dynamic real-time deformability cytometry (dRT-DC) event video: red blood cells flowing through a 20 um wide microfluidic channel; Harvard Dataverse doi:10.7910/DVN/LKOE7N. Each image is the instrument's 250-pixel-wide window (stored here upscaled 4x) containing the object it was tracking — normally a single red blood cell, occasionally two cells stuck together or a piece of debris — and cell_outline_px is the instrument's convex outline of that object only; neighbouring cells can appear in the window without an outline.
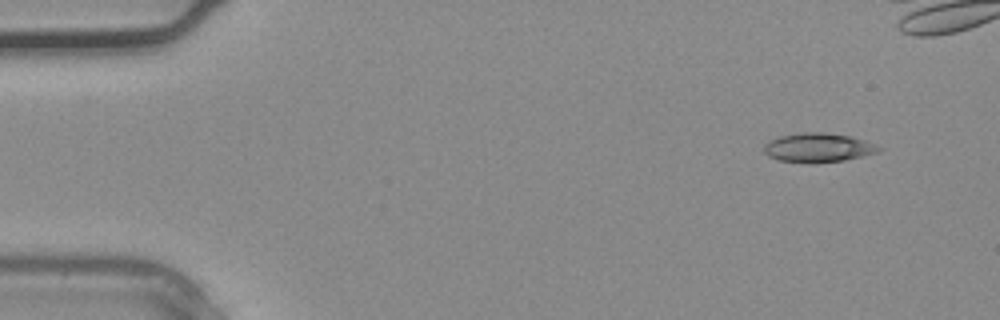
{"species": "common noctule bat (a hibernating species)", "species_latin": "Nyctalus noctula", "temperature_condition": "warm", "stored_images_in_passage": 3, "camera_frame_rate_fps": 3000, "um_per_image_px": 0.085, "animal": {"sex": "male", "body_mass_g": 20.4}, "frame": {"image": 1, "passage_image": 1, "time_ms": 0.0, "image_size_px": [1000, 320], "cell_outline_px": [[884, 148], [880, 152], [844, 160], [812, 164], [808, 164], [780, 160], [768, 156], [764, 152], [764, 144], [780, 136], [804, 132], [824, 132], [852, 136], [864, 140]], "centroid_in_image_um": [69.57, 12.56], "position_along_channel_um": 15.4, "area_um2": 19.65}}